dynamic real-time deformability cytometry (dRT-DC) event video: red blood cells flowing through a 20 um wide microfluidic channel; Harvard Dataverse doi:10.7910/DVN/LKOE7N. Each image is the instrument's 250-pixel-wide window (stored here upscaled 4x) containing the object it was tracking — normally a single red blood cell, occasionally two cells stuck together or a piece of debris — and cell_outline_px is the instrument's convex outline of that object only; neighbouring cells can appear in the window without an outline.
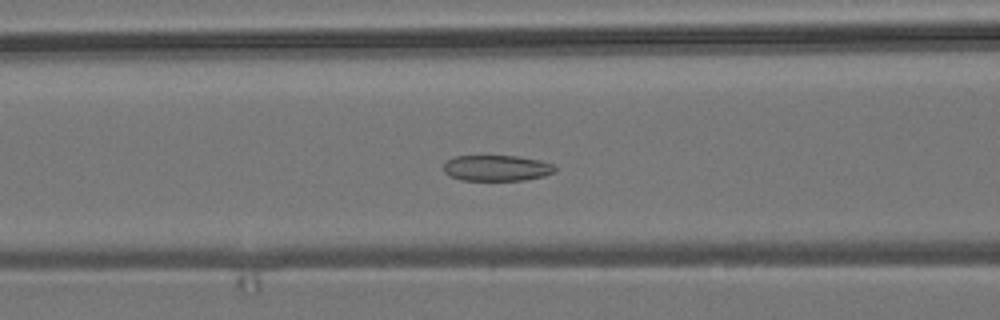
{"species": "common noctule bat (a hibernating species)", "species_latin": "Nyctalus noctula", "temperature_condition": "room temperature", "stored_images_in_passage": 54, "camera_frame_rate_fps": 3000, "um_per_image_px": 0.085, "animal": {"sex": "male", "body_mass_g": 19.2, "forearm_length_mm": 51.8}, "frame": {"image": 1, "passage_image": 22, "time_ms": 7.0, "image_size_px": [1000, 320], "cell_outline_px": [[556, 172], [544, 176], [524, 180], [460, 180], [444, 172], [444, 164], [448, 160], [456, 156], [516, 156], [540, 160], [552, 164], [556, 168]], "centroid_in_image_um": [42.25, 14.29], "position_along_channel_um": 124.4, "area_um2": 16.7}}
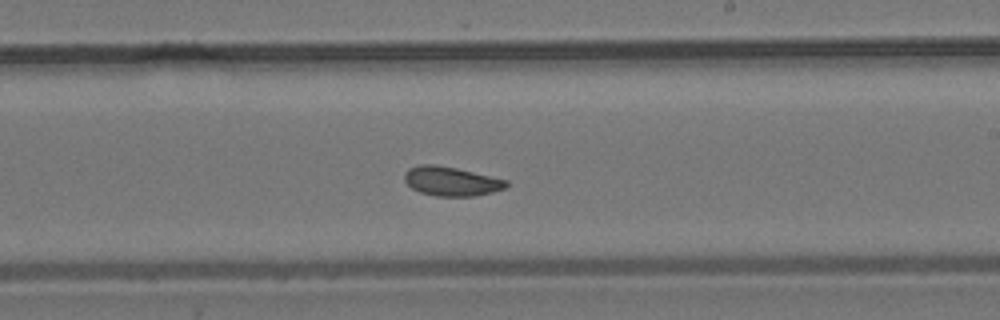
{"frame": {"image": 2, "passage_image": 32, "time_ms": 10.333, "image_size_px": [1000, 320], "cell_outline_px": [[508, 184], [504, 188], [492, 192], [476, 196], [436, 196], [420, 192], [412, 188], [404, 180], [404, 172], [408, 168], [420, 164], [436, 164], [456, 168], [508, 180]], "centroid_in_image_um": [38.33, 15.4], "position_along_channel_um": 250.7, "area_um2": 17.34}}
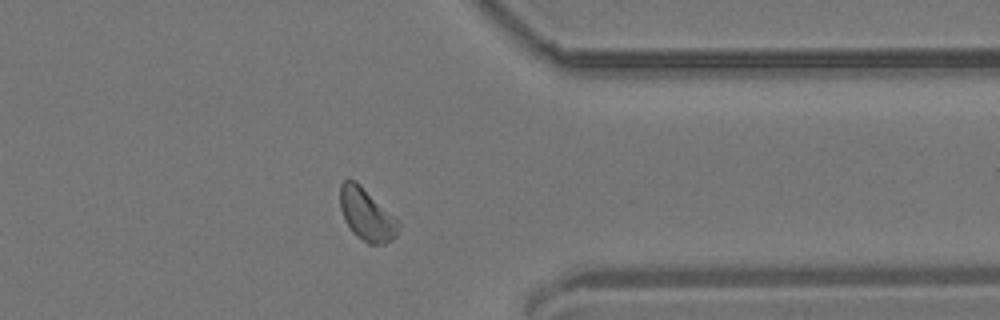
{"frame": {"image": 3, "passage_image": 43, "time_ms": 14.0, "image_size_px": [1000, 320], "cell_outline_px": [[400, 224], [396, 236], [392, 240], [384, 244], [368, 244], [356, 236], [352, 232], [344, 220], [340, 208], [340, 184], [344, 180], [356, 180], [400, 220]], "centroid_in_image_um": [31.18, 18.24], "position_along_channel_um": 380.2, "area_um2": 18.09}, "authors_computed_cell_mechanics": {"area_um2": 17.629, "velocity_mm_per_s": 3.791, "shape_relaxation_time_tau1_ms": null, "shape_relaxation_time_tau2_ms": 4.1868, "deformation_change_tau1": null, "deformation_change_tau2": 0.0945}}